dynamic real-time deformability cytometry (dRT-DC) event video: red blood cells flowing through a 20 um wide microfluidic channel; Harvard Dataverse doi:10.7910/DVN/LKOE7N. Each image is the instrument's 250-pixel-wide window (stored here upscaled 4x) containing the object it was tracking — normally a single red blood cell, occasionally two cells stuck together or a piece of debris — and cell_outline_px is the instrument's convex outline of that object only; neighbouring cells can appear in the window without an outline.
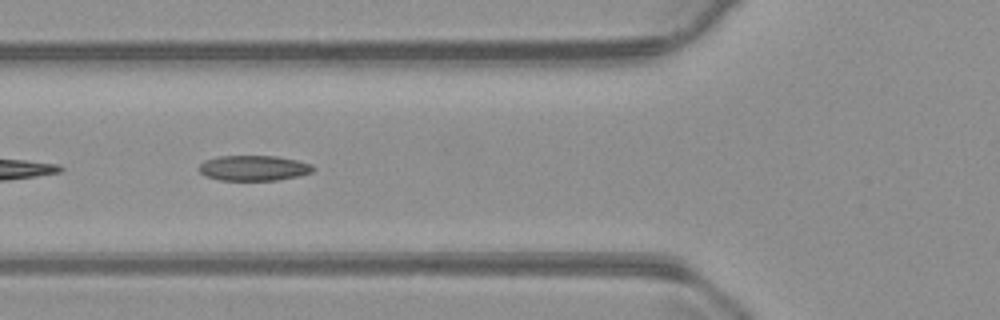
{"species": "common noctule bat (a hibernating species)", "species_latin": "Nyctalus noctula", "temperature_condition": "warm", "stored_images_in_passage": 29, "camera_frame_rate_fps": 3000, "um_per_image_px": 0.085, "animal": {"sex": "male", "body_mass_g": 23.1, "forearm_length_mm": 52.7}, "frame": {"image": 1, "passage_image": 9, "time_ms": 2.667, "image_size_px": [1000, 320], "cell_outline_px": [[316, 168], [312, 172], [296, 176], [276, 180], [220, 180], [208, 176], [200, 172], [200, 164], [204, 160], [220, 156], [276, 156], [296, 160], [312, 164]], "centroid_in_image_um": [21.58, 14.28], "position_along_channel_um": 104.2, "area_um2": 16.65}}